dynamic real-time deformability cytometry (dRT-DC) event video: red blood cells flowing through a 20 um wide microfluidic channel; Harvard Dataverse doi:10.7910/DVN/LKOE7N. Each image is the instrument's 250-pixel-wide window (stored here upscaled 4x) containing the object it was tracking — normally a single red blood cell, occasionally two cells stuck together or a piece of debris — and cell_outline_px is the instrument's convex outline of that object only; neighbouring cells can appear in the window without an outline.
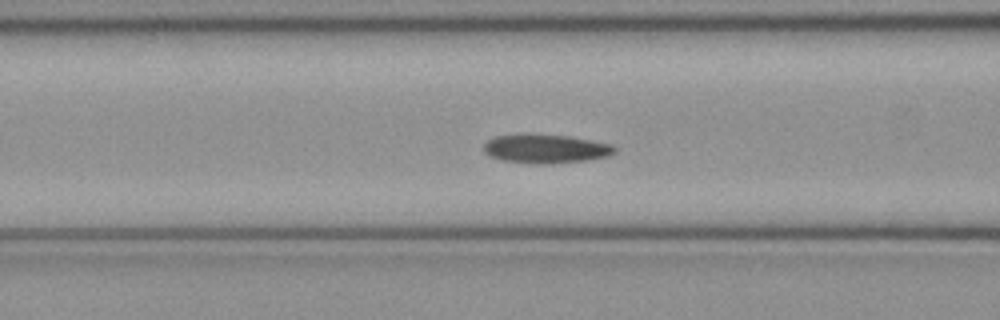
{"species": "common noctule bat (a hibernating species)", "species_latin": "Nyctalus noctula", "temperature_condition": "cold", "stored_images_in_passage": 51, "camera_frame_rate_fps": 3000, "um_per_image_px": 0.085, "animal": {"sex": "female", "body_mass_g": 21.9}, "frame": {"image": 1, "passage_image": 19, "time_ms": 6.0, "image_size_px": [1000, 320], "cell_outline_px": [[616, 152], [608, 156], [588, 160], [544, 164], [500, 160], [488, 156], [484, 152], [484, 144], [492, 136], [520, 132], [532, 132], [572, 136], [612, 144], [616, 148]], "centroid_in_image_um": [46.34, 12.6], "position_along_channel_um": 120.3, "area_um2": 22.83}}
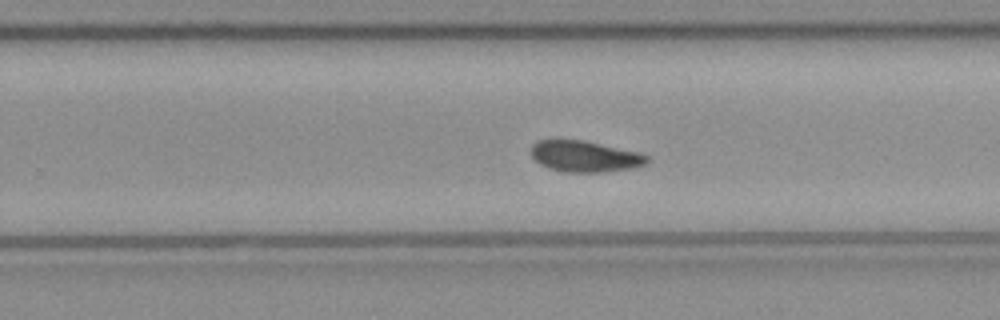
{"frame": {"image": 2, "passage_image": 31, "time_ms": 10.0, "image_size_px": [1000, 320], "cell_outline_px": [[648, 160], [644, 164], [632, 168], [600, 172], [564, 172], [548, 168], [540, 164], [532, 156], [532, 144], [536, 140], [584, 140], [640, 152], [648, 156]], "centroid_in_image_um": [49.7, 13.28], "position_along_channel_um": 280.1, "area_um2": 20.98}}
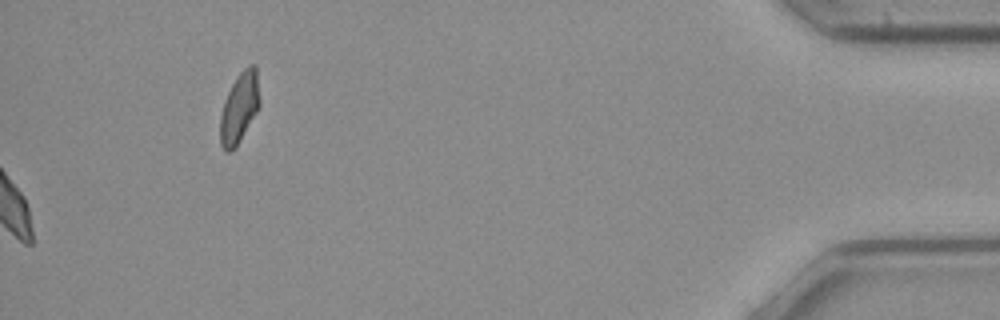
{"frame": {"image": 3, "passage_image": 51, "time_ms": 16.667, "image_size_px": [1000, 320], "cell_outline_px": [[260, 104], [256, 112], [236, 148], [228, 152], [220, 144], [220, 116], [224, 100], [232, 84], [240, 72], [248, 64], [256, 64], [260, 100]], "centroid_in_image_um": [20.35, 9.14], "position_along_channel_um": 414.8, "area_um2": 16.18}, "authors_computed_cell_mechanics": {"area_um2": 21.1548, "velocity_mm_per_s": 4.0048, "shape_relaxation_time_tau1_ms": 4.5339, "shape_relaxation_time_tau2_ms": null, "deformation_change_tau1": 0.1119, "deformation_change_tau2": null}}